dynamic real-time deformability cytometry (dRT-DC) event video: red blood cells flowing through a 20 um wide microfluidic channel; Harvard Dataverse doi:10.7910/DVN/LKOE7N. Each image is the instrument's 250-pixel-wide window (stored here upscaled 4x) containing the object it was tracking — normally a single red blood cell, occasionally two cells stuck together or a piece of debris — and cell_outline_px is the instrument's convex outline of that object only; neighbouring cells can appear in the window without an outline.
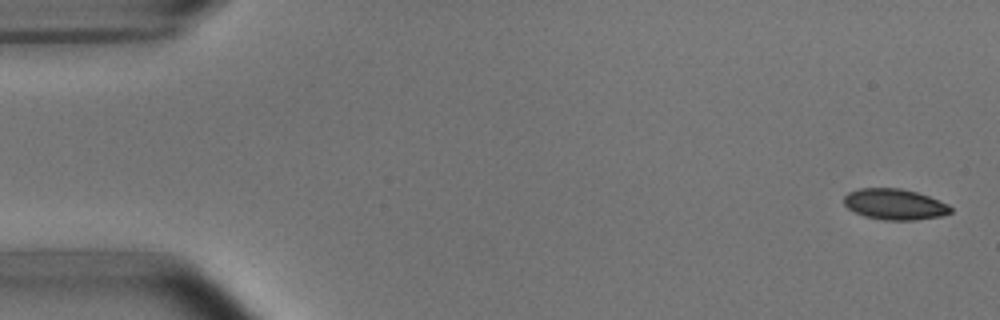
{"species": "common noctule bat (a hibernating species)", "species_latin": "Nyctalus noctula", "temperature_condition": "room temperature", "stored_images_in_passage": 6, "camera_frame_rate_fps": 3000, "um_per_image_px": 0.085, "animal": {"sex": "male", "body_mass_g": 15.6}, "frame": {"image": 1, "passage_image": 1, "time_ms": 0.0, "image_size_px": [1000, 320], "cell_outline_px": [[952, 212], [940, 216], [912, 220], [884, 220], [864, 216], [848, 208], [844, 204], [844, 196], [848, 192], [860, 188], [900, 188], [916, 192], [928, 196], [948, 204], [952, 208]], "centroid_in_image_um": [76.03, 17.36], "position_along_channel_um": 9.0, "area_um2": 19.07}}
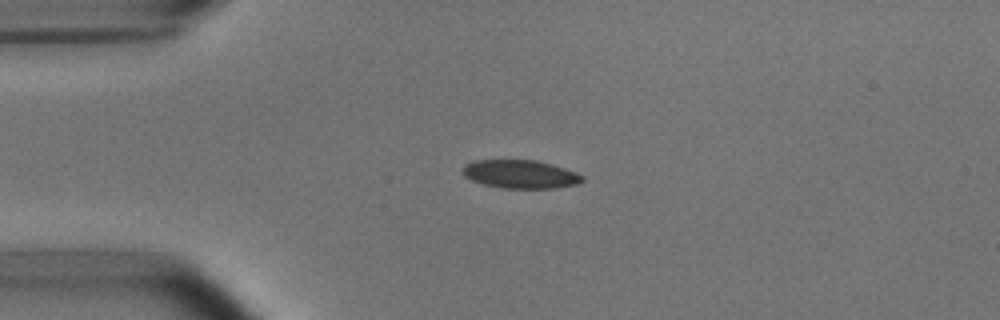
{"frame": {"image": 2, "passage_image": 4, "time_ms": 3.667, "image_size_px": [1000, 320], "cell_outline_px": [[584, 180], [576, 184], [556, 188], [504, 188], [484, 184], [472, 180], [464, 176], [464, 164], [472, 160], [536, 160], [552, 164], [576, 172], [584, 176]], "centroid_in_image_um": [44.24, 14.8], "position_along_channel_um": 40.8, "area_um2": 19.71}}